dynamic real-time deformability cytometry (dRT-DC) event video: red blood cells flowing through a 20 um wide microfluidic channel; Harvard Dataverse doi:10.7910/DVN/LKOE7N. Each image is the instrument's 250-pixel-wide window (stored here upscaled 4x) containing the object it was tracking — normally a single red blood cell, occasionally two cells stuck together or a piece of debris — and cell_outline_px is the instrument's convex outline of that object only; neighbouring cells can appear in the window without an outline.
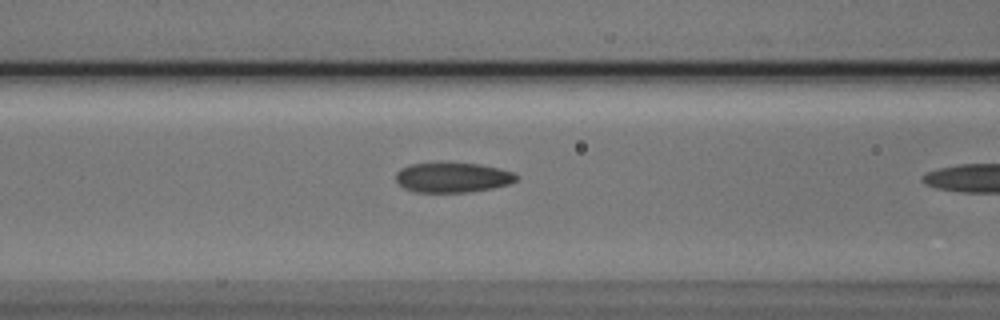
{"species": "Egyptian fruit bat (a non-hibernating species)", "species_latin": "Rousettus aegyptiacus", "temperature_condition": "cold", "stored_images_in_passage": 10, "camera_frame_rate_fps": 3000, "um_per_image_px": 0.085, "animal": {"sex": "male"}, "frame": {"image": 1, "passage_image": 9, "time_ms": 2.667, "image_size_px": [1000, 320], "cell_outline_px": [[520, 176], [516, 180], [508, 184], [492, 188], [468, 192], [416, 192], [404, 188], [396, 180], [396, 172], [400, 168], [412, 164], [480, 164], [500, 168], [512, 172]], "centroid_in_image_um": [38.49, 15.1], "position_along_channel_um": 128.1, "area_um2": 20.69}}